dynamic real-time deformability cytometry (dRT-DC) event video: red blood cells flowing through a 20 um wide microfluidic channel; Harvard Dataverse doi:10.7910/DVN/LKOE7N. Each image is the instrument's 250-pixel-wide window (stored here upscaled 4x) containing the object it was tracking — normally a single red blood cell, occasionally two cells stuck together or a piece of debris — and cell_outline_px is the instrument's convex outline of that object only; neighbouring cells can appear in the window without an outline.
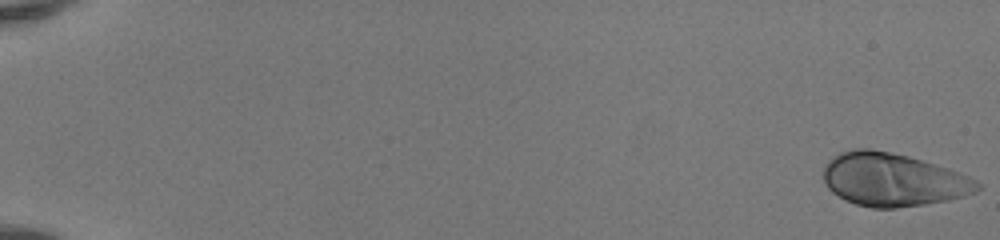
{"species": "human", "species_latin": "Homo sapiens", "temperature_condition": "room temperature", "stored_images_in_passage": 50, "camera_frame_rate_fps": 3000, "um_per_image_px": 0.085, "donor": {"sex": "female"}, "frame": {"image": 1, "passage_image": 1, "time_ms": 0.0, "image_size_px": [1000, 240], "cell_outline_px": [[984, 184], [976, 192], [964, 196], [948, 200], [924, 204], [896, 208], [872, 208], [856, 204], [844, 200], [832, 192], [828, 188], [824, 180], [824, 168], [828, 160], [832, 156], [840, 152], [852, 148], [872, 148], [908, 156], [948, 168], [960, 172]], "centroid_in_image_um": [75.9, 15.27], "position_along_channel_um": 9.1, "area_um2": 47.92}}
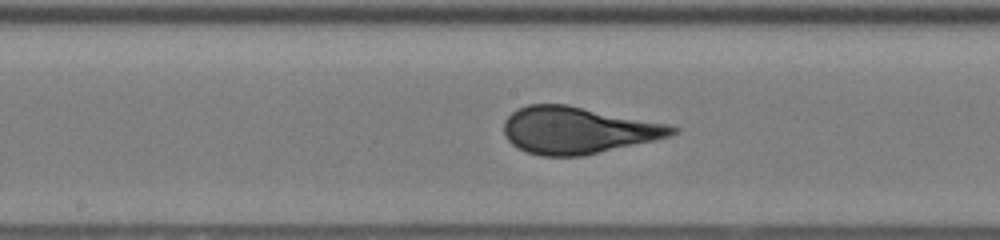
{"frame": {"image": 2, "passage_image": 29, "time_ms": 9.333, "image_size_px": [1000, 240], "cell_outline_px": [[680, 128], [672, 136], [656, 140], [584, 156], [540, 156], [516, 148], [504, 136], [504, 120], [516, 108], [528, 104], [564, 104], [668, 124]], "centroid_in_image_um": [49.09, 11.08], "position_along_channel_um": 199.1, "area_um2": 46.12}}
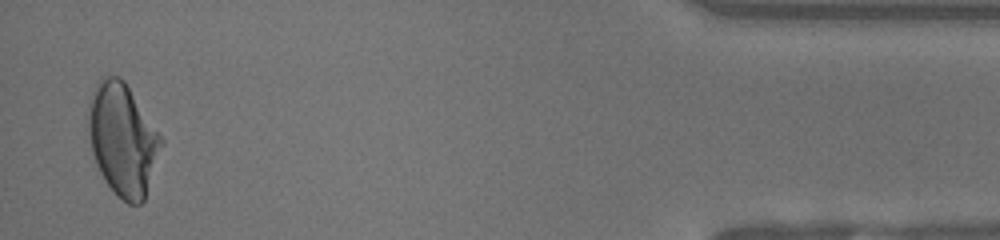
{"frame": {"image": 3, "passage_image": 50, "time_ms": 16.333, "image_size_px": [1000, 240], "cell_outline_px": [[164, 144], [144, 200], [140, 204], [128, 204], [116, 196], [104, 180], [96, 164], [92, 152], [88, 132], [88, 104], [92, 92], [100, 76], [120, 76], [124, 80], [164, 140]], "centroid_in_image_um": [10.43, 11.86], "position_along_channel_um": 424.8, "area_um2": 47.92}, "authors_computed_cell_mechanics": {"area_um2": 45.4308, "velocity_mm_per_s": 4.1654, "shape_relaxation_time_tau1_ms": 4.2461, "shape_relaxation_time_tau2_ms": null, "deformation_change_tau1": 0.2045, "deformation_change_tau2": null}}